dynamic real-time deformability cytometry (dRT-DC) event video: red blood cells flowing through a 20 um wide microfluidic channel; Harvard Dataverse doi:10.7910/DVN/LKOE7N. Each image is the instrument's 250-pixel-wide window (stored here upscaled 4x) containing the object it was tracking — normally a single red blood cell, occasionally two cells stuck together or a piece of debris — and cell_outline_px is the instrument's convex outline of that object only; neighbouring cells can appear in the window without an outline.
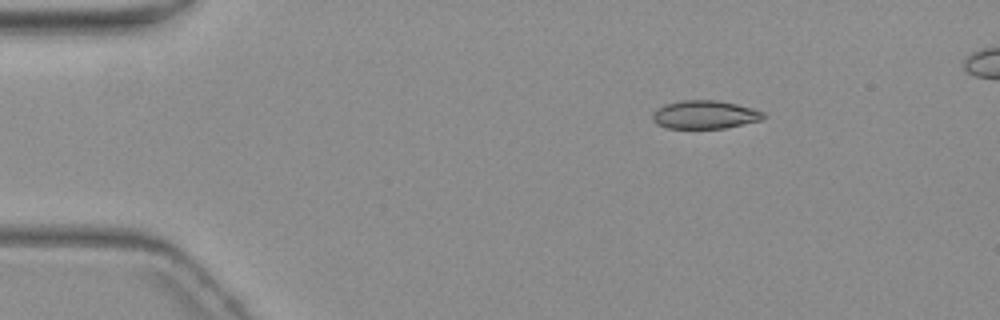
{"species": "common noctule bat (a hibernating species)", "species_latin": "Nyctalus noctula", "temperature_condition": "warm", "stored_images_in_passage": 5, "camera_frame_rate_fps": 3000, "um_per_image_px": 0.085, "animal": {"sex": "female", "body_mass_g": 19.3, "forearm_length_mm": 54.1}, "frame": {"image": 1, "passage_image": 2, "time_ms": 1.0, "image_size_px": [1000, 320], "cell_outline_px": [[768, 116], [760, 120], [724, 128], [664, 128], [656, 124], [652, 120], [652, 112], [656, 108], [664, 104], [680, 100], [716, 100], [736, 104], [752, 108], [764, 112]], "centroid_in_image_um": [59.86, 9.74], "position_along_channel_um": 25.1, "area_um2": 18.44}}